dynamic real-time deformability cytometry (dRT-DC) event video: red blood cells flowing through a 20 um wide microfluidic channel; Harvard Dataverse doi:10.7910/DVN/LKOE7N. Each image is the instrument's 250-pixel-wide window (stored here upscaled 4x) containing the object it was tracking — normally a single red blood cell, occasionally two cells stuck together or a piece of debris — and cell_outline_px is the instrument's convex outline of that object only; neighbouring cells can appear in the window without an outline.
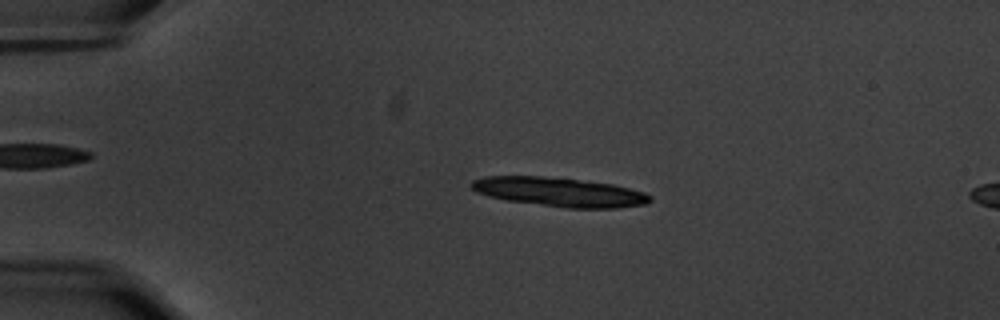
{"species": "common noctule bat (a hibernating species)", "species_latin": "Nyctalus noctula", "temperature_condition": "warm", "stored_images_in_passage": 18, "camera_frame_rate_fps": 3000, "um_per_image_px": 0.085, "animal": {"sex": "male", "body_mass_g": 20.1, "forearm_length_mm": 53.5}, "frame": {"image": 1, "passage_image": 13, "time_ms": 4.0, "image_size_px": [1000, 320], "cell_outline_px": [[652, 200], [644, 204], [616, 208], [564, 208], [508, 200], [488, 196], [476, 192], [468, 184], [472, 180], [484, 176], [544, 176], [612, 184], [644, 192], [652, 196]], "centroid_in_image_um": [47.51, 16.32], "position_along_channel_um": 37.5, "area_um2": 30.23}}